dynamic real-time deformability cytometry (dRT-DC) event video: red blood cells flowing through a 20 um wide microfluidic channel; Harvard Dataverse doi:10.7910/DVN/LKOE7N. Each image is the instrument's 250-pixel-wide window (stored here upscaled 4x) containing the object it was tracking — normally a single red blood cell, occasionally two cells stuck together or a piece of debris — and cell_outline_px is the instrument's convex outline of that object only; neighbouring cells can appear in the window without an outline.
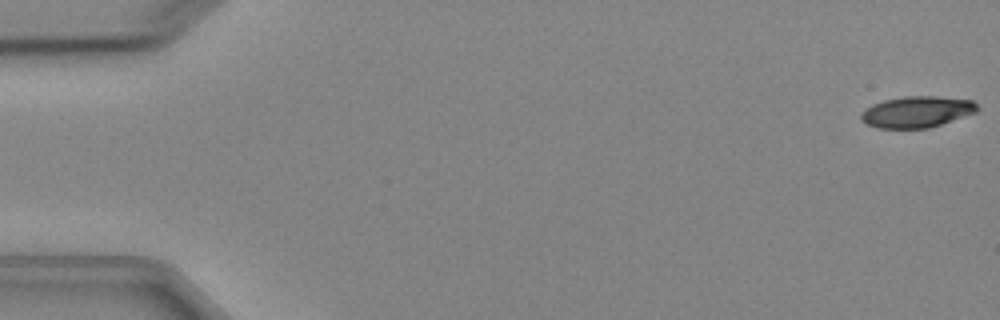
{"species": "Egyptian fruit bat (a non-hibernating species)", "species_latin": "Rousettus aegyptiacus", "temperature_condition": "cold", "stored_images_in_passage": 4, "camera_frame_rate_fps": 3000, "um_per_image_px": 0.085, "animal": {"sex": "female"}, "frame": {"image": 1, "passage_image": 1, "time_ms": 0.0, "image_size_px": [1000, 320], "cell_outline_px": [[980, 108], [976, 112], [928, 128], [876, 128], [860, 120], [860, 112], [864, 108], [872, 104], [884, 100], [904, 96], [936, 96], [972, 100]], "centroid_in_image_um": [77.89, 9.5], "position_along_channel_um": 7.1, "area_um2": 21.21}}
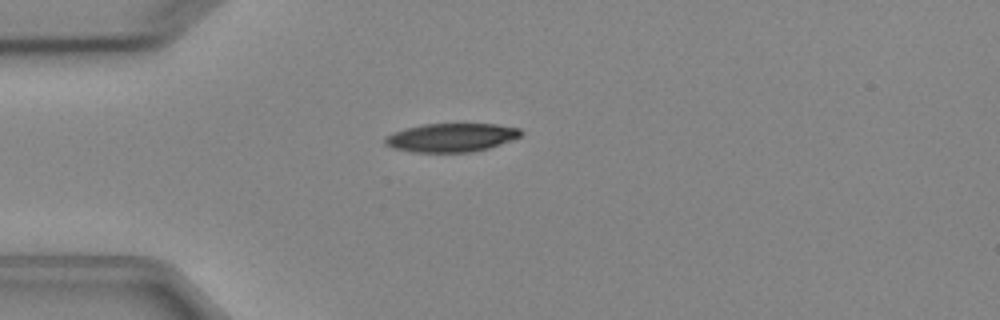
{"frame": {"image": 2, "passage_image": 4, "time_ms": 4.333, "image_size_px": [1000, 320], "cell_outline_px": [[524, 132], [520, 136], [500, 144], [488, 148], [472, 152], [412, 152], [396, 148], [384, 144], [384, 140], [392, 132], [424, 124], [496, 124], [520, 128]], "centroid_in_image_um": [38.38, 11.69], "position_along_channel_um": 46.6, "area_um2": 22.43}}